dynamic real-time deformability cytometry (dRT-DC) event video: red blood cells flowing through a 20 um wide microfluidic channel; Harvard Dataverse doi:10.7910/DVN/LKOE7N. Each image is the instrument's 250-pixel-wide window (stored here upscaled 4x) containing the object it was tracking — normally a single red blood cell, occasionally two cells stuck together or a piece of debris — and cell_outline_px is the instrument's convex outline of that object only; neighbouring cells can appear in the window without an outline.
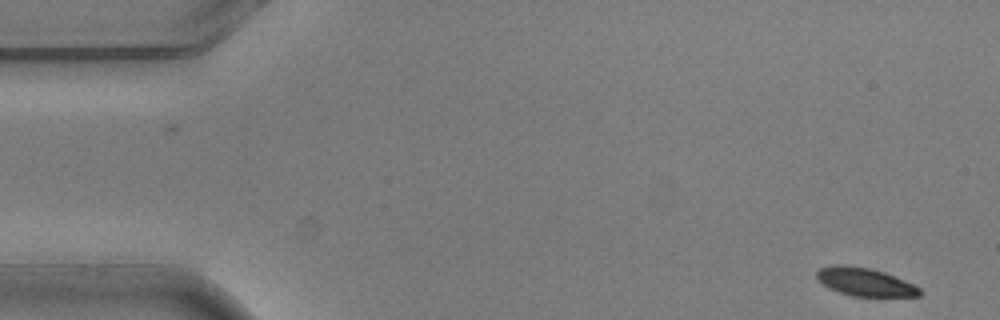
{"species": "common noctule bat (a hibernating species)", "species_latin": "Nyctalus noctula", "temperature_condition": "warm", "stored_images_in_passage": 4, "camera_frame_rate_fps": 3000, "um_per_image_px": 0.085, "animal": {"sex": "male", "body_mass_g": 20.5, "forearm_length_mm": 52.5}, "frame": {"image": 1, "passage_image": 1, "time_ms": 0.0, "image_size_px": [1000, 320], "cell_outline_px": [[920, 296], [852, 296], [828, 288], [816, 280], [816, 272], [820, 268], [832, 264], [844, 264], [868, 268], [884, 272], [904, 280], [920, 288]], "centroid_in_image_um": [73.45, 23.95], "position_along_channel_um": 11.6, "area_um2": 16.88}}
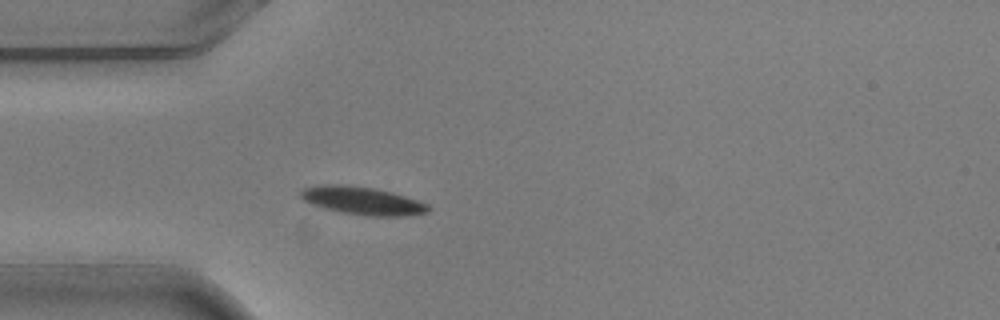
{"frame": {"image": 2, "passage_image": 4, "time_ms": 1.0, "image_size_px": [1000, 320], "cell_outline_px": [[432, 208], [428, 212], [412, 216], [368, 216], [340, 212], [324, 208], [312, 204], [304, 200], [300, 196], [300, 192], [304, 188], [320, 184], [340, 184], [372, 188], [392, 192], [428, 204]], "centroid_in_image_um": [30.83, 17.07], "position_along_channel_um": 54.2, "area_um2": 20.81}}